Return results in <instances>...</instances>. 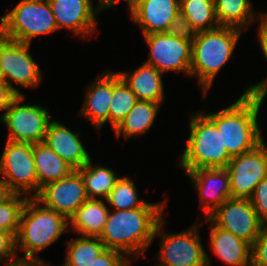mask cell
Segmentation results:
<instances>
[{"mask_svg":"<svg viewBox=\"0 0 267 266\" xmlns=\"http://www.w3.org/2000/svg\"><path fill=\"white\" fill-rule=\"evenodd\" d=\"M149 47L147 64L157 68L162 74L174 71L191 76L192 42L171 36L167 32L143 35Z\"/></svg>","mask_w":267,"mask_h":266,"instance_id":"13","label":"cell"},{"mask_svg":"<svg viewBox=\"0 0 267 266\" xmlns=\"http://www.w3.org/2000/svg\"><path fill=\"white\" fill-rule=\"evenodd\" d=\"M207 218L215 226L245 240L251 246L264 228L250 199L228 198Z\"/></svg>","mask_w":267,"mask_h":266,"instance_id":"11","label":"cell"},{"mask_svg":"<svg viewBox=\"0 0 267 266\" xmlns=\"http://www.w3.org/2000/svg\"><path fill=\"white\" fill-rule=\"evenodd\" d=\"M104 1H105L106 9H109V8H113L116 5V3H118V1H121V0H104ZM132 1L133 0H126L127 5Z\"/></svg>","mask_w":267,"mask_h":266,"instance_id":"40","label":"cell"},{"mask_svg":"<svg viewBox=\"0 0 267 266\" xmlns=\"http://www.w3.org/2000/svg\"><path fill=\"white\" fill-rule=\"evenodd\" d=\"M68 228L69 221L65 216L41 206L34 197H30L20 216L19 230L15 237L16 252L23 251L25 255L21 257L47 266L37 254L57 241L64 232H68Z\"/></svg>","mask_w":267,"mask_h":266,"instance_id":"3","label":"cell"},{"mask_svg":"<svg viewBox=\"0 0 267 266\" xmlns=\"http://www.w3.org/2000/svg\"><path fill=\"white\" fill-rule=\"evenodd\" d=\"M180 11L197 32L220 26L215 13L214 0H180Z\"/></svg>","mask_w":267,"mask_h":266,"instance_id":"29","label":"cell"},{"mask_svg":"<svg viewBox=\"0 0 267 266\" xmlns=\"http://www.w3.org/2000/svg\"><path fill=\"white\" fill-rule=\"evenodd\" d=\"M257 21L260 23L258 28L259 45L267 60V12L262 13ZM246 93L267 95V78L248 87L244 94Z\"/></svg>","mask_w":267,"mask_h":266,"instance_id":"32","label":"cell"},{"mask_svg":"<svg viewBox=\"0 0 267 266\" xmlns=\"http://www.w3.org/2000/svg\"><path fill=\"white\" fill-rule=\"evenodd\" d=\"M0 175L7 193L35 197L38 179L32 144L7 140L0 157Z\"/></svg>","mask_w":267,"mask_h":266,"instance_id":"7","label":"cell"},{"mask_svg":"<svg viewBox=\"0 0 267 266\" xmlns=\"http://www.w3.org/2000/svg\"><path fill=\"white\" fill-rule=\"evenodd\" d=\"M92 163L90 159L77 171L84 181L88 199H101L103 197L105 200L120 177L117 176L113 169L111 170L99 164L93 165Z\"/></svg>","mask_w":267,"mask_h":266,"instance_id":"26","label":"cell"},{"mask_svg":"<svg viewBox=\"0 0 267 266\" xmlns=\"http://www.w3.org/2000/svg\"><path fill=\"white\" fill-rule=\"evenodd\" d=\"M250 201L260 222L267 226V177L263 178L255 187Z\"/></svg>","mask_w":267,"mask_h":266,"instance_id":"34","label":"cell"},{"mask_svg":"<svg viewBox=\"0 0 267 266\" xmlns=\"http://www.w3.org/2000/svg\"><path fill=\"white\" fill-rule=\"evenodd\" d=\"M28 196L7 193L0 199V230L12 233L15 237L19 230L20 216Z\"/></svg>","mask_w":267,"mask_h":266,"instance_id":"31","label":"cell"},{"mask_svg":"<svg viewBox=\"0 0 267 266\" xmlns=\"http://www.w3.org/2000/svg\"><path fill=\"white\" fill-rule=\"evenodd\" d=\"M130 260L118 250L105 249L90 266H131Z\"/></svg>","mask_w":267,"mask_h":266,"instance_id":"35","label":"cell"},{"mask_svg":"<svg viewBox=\"0 0 267 266\" xmlns=\"http://www.w3.org/2000/svg\"><path fill=\"white\" fill-rule=\"evenodd\" d=\"M103 199H88L69 218L70 229L85 237H100L109 211Z\"/></svg>","mask_w":267,"mask_h":266,"instance_id":"22","label":"cell"},{"mask_svg":"<svg viewBox=\"0 0 267 266\" xmlns=\"http://www.w3.org/2000/svg\"><path fill=\"white\" fill-rule=\"evenodd\" d=\"M161 104L138 100L128 115L114 129L117 138L124 139L145 134L153 125Z\"/></svg>","mask_w":267,"mask_h":266,"instance_id":"24","label":"cell"},{"mask_svg":"<svg viewBox=\"0 0 267 266\" xmlns=\"http://www.w3.org/2000/svg\"><path fill=\"white\" fill-rule=\"evenodd\" d=\"M214 3L220 26L243 30L260 17V14L254 11L251 0H214Z\"/></svg>","mask_w":267,"mask_h":266,"instance_id":"25","label":"cell"},{"mask_svg":"<svg viewBox=\"0 0 267 266\" xmlns=\"http://www.w3.org/2000/svg\"><path fill=\"white\" fill-rule=\"evenodd\" d=\"M2 263H4L5 266H42L36 260L21 257L19 255L13 259L3 261Z\"/></svg>","mask_w":267,"mask_h":266,"instance_id":"39","label":"cell"},{"mask_svg":"<svg viewBox=\"0 0 267 266\" xmlns=\"http://www.w3.org/2000/svg\"><path fill=\"white\" fill-rule=\"evenodd\" d=\"M16 239L12 233L0 230V264L17 256Z\"/></svg>","mask_w":267,"mask_h":266,"instance_id":"37","label":"cell"},{"mask_svg":"<svg viewBox=\"0 0 267 266\" xmlns=\"http://www.w3.org/2000/svg\"><path fill=\"white\" fill-rule=\"evenodd\" d=\"M79 134L54 120L50 121L44 138V142L75 170L84 166L91 159Z\"/></svg>","mask_w":267,"mask_h":266,"instance_id":"18","label":"cell"},{"mask_svg":"<svg viewBox=\"0 0 267 266\" xmlns=\"http://www.w3.org/2000/svg\"><path fill=\"white\" fill-rule=\"evenodd\" d=\"M251 265L267 266V226H264L252 245Z\"/></svg>","mask_w":267,"mask_h":266,"instance_id":"36","label":"cell"},{"mask_svg":"<svg viewBox=\"0 0 267 266\" xmlns=\"http://www.w3.org/2000/svg\"><path fill=\"white\" fill-rule=\"evenodd\" d=\"M66 244L67 255L62 266H90L106 249L99 237L78 236Z\"/></svg>","mask_w":267,"mask_h":266,"instance_id":"27","label":"cell"},{"mask_svg":"<svg viewBox=\"0 0 267 266\" xmlns=\"http://www.w3.org/2000/svg\"><path fill=\"white\" fill-rule=\"evenodd\" d=\"M25 95H20L0 116L8 128L7 140L35 144L43 142L51 121L46 108L36 104L21 105Z\"/></svg>","mask_w":267,"mask_h":266,"instance_id":"9","label":"cell"},{"mask_svg":"<svg viewBox=\"0 0 267 266\" xmlns=\"http://www.w3.org/2000/svg\"><path fill=\"white\" fill-rule=\"evenodd\" d=\"M1 80H3V74H2L1 64H0V81Z\"/></svg>","mask_w":267,"mask_h":266,"instance_id":"43","label":"cell"},{"mask_svg":"<svg viewBox=\"0 0 267 266\" xmlns=\"http://www.w3.org/2000/svg\"><path fill=\"white\" fill-rule=\"evenodd\" d=\"M128 9L134 24L140 26L142 35L162 33L180 11V0H133Z\"/></svg>","mask_w":267,"mask_h":266,"instance_id":"17","label":"cell"},{"mask_svg":"<svg viewBox=\"0 0 267 266\" xmlns=\"http://www.w3.org/2000/svg\"><path fill=\"white\" fill-rule=\"evenodd\" d=\"M166 203L147 202L140 208L109 211L99 239L106 249L118 250L128 259L145 255L158 223L164 218Z\"/></svg>","mask_w":267,"mask_h":266,"instance_id":"1","label":"cell"},{"mask_svg":"<svg viewBox=\"0 0 267 266\" xmlns=\"http://www.w3.org/2000/svg\"><path fill=\"white\" fill-rule=\"evenodd\" d=\"M165 222L163 218L154 233V238L161 237L160 251L157 255L161 264L157 266H211V259L201 243L197 227L203 226V222L195 223L180 233H162L161 228Z\"/></svg>","mask_w":267,"mask_h":266,"instance_id":"8","label":"cell"},{"mask_svg":"<svg viewBox=\"0 0 267 266\" xmlns=\"http://www.w3.org/2000/svg\"><path fill=\"white\" fill-rule=\"evenodd\" d=\"M118 73L135 94L137 100L162 104L165 96L163 74L157 68L144 62L132 73L130 71Z\"/></svg>","mask_w":267,"mask_h":266,"instance_id":"21","label":"cell"},{"mask_svg":"<svg viewBox=\"0 0 267 266\" xmlns=\"http://www.w3.org/2000/svg\"><path fill=\"white\" fill-rule=\"evenodd\" d=\"M2 36V19H0V38Z\"/></svg>","mask_w":267,"mask_h":266,"instance_id":"42","label":"cell"},{"mask_svg":"<svg viewBox=\"0 0 267 266\" xmlns=\"http://www.w3.org/2000/svg\"><path fill=\"white\" fill-rule=\"evenodd\" d=\"M186 175L198 192L205 217L231 198L230 178L226 168H198L186 172Z\"/></svg>","mask_w":267,"mask_h":266,"instance_id":"16","label":"cell"},{"mask_svg":"<svg viewBox=\"0 0 267 266\" xmlns=\"http://www.w3.org/2000/svg\"><path fill=\"white\" fill-rule=\"evenodd\" d=\"M19 96L5 81H0V111H6Z\"/></svg>","mask_w":267,"mask_h":266,"instance_id":"38","label":"cell"},{"mask_svg":"<svg viewBox=\"0 0 267 266\" xmlns=\"http://www.w3.org/2000/svg\"><path fill=\"white\" fill-rule=\"evenodd\" d=\"M31 44L17 42L1 36L0 64L5 81L19 95H23L13 83L23 88H35L40 84L42 71L29 52Z\"/></svg>","mask_w":267,"mask_h":266,"instance_id":"10","label":"cell"},{"mask_svg":"<svg viewBox=\"0 0 267 266\" xmlns=\"http://www.w3.org/2000/svg\"><path fill=\"white\" fill-rule=\"evenodd\" d=\"M265 97L243 93L225 109L206 114L221 130L222 146L231 157L253 150L264 140L257 118Z\"/></svg>","mask_w":267,"mask_h":266,"instance_id":"2","label":"cell"},{"mask_svg":"<svg viewBox=\"0 0 267 266\" xmlns=\"http://www.w3.org/2000/svg\"><path fill=\"white\" fill-rule=\"evenodd\" d=\"M34 198L68 220L88 200L84 181L77 170L65 178L44 185Z\"/></svg>","mask_w":267,"mask_h":266,"instance_id":"14","label":"cell"},{"mask_svg":"<svg viewBox=\"0 0 267 266\" xmlns=\"http://www.w3.org/2000/svg\"><path fill=\"white\" fill-rule=\"evenodd\" d=\"M106 201L113 207L112 210H128L143 207L147 202L139 199L135 184L127 176L120 177Z\"/></svg>","mask_w":267,"mask_h":266,"instance_id":"30","label":"cell"},{"mask_svg":"<svg viewBox=\"0 0 267 266\" xmlns=\"http://www.w3.org/2000/svg\"><path fill=\"white\" fill-rule=\"evenodd\" d=\"M2 19V36L32 45V39L58 30L47 0H21Z\"/></svg>","mask_w":267,"mask_h":266,"instance_id":"6","label":"cell"},{"mask_svg":"<svg viewBox=\"0 0 267 266\" xmlns=\"http://www.w3.org/2000/svg\"><path fill=\"white\" fill-rule=\"evenodd\" d=\"M137 97L118 72H112V98L109 109V122L113 130L128 115L137 102Z\"/></svg>","mask_w":267,"mask_h":266,"instance_id":"28","label":"cell"},{"mask_svg":"<svg viewBox=\"0 0 267 266\" xmlns=\"http://www.w3.org/2000/svg\"><path fill=\"white\" fill-rule=\"evenodd\" d=\"M242 31L233 27L218 26L198 32L192 42L191 76L197 75L204 98L221 68L233 55Z\"/></svg>","mask_w":267,"mask_h":266,"instance_id":"4","label":"cell"},{"mask_svg":"<svg viewBox=\"0 0 267 266\" xmlns=\"http://www.w3.org/2000/svg\"><path fill=\"white\" fill-rule=\"evenodd\" d=\"M86 90L81 115L85 116L98 130L109 122V109L112 98V72L102 74L92 81Z\"/></svg>","mask_w":267,"mask_h":266,"instance_id":"19","label":"cell"},{"mask_svg":"<svg viewBox=\"0 0 267 266\" xmlns=\"http://www.w3.org/2000/svg\"><path fill=\"white\" fill-rule=\"evenodd\" d=\"M210 225V246L215 255L230 266H250L252 246L245 240L236 237L215 226L207 217Z\"/></svg>","mask_w":267,"mask_h":266,"instance_id":"20","label":"cell"},{"mask_svg":"<svg viewBox=\"0 0 267 266\" xmlns=\"http://www.w3.org/2000/svg\"><path fill=\"white\" fill-rule=\"evenodd\" d=\"M32 152L38 179V193L44 185L65 178L75 170L44 141L32 144Z\"/></svg>","mask_w":267,"mask_h":266,"instance_id":"23","label":"cell"},{"mask_svg":"<svg viewBox=\"0 0 267 266\" xmlns=\"http://www.w3.org/2000/svg\"><path fill=\"white\" fill-rule=\"evenodd\" d=\"M190 118V135L179 159L181 169L190 172L198 168H226L232 157L222 146L221 130L200 110Z\"/></svg>","mask_w":267,"mask_h":266,"instance_id":"5","label":"cell"},{"mask_svg":"<svg viewBox=\"0 0 267 266\" xmlns=\"http://www.w3.org/2000/svg\"><path fill=\"white\" fill-rule=\"evenodd\" d=\"M226 169L231 198L250 199L258 183L267 177V144L263 140L253 150L232 157Z\"/></svg>","mask_w":267,"mask_h":266,"instance_id":"12","label":"cell"},{"mask_svg":"<svg viewBox=\"0 0 267 266\" xmlns=\"http://www.w3.org/2000/svg\"><path fill=\"white\" fill-rule=\"evenodd\" d=\"M52 9L58 29L66 28L79 38H87L98 31L97 14L106 8L99 0L94 7L92 0H47Z\"/></svg>","mask_w":267,"mask_h":266,"instance_id":"15","label":"cell"},{"mask_svg":"<svg viewBox=\"0 0 267 266\" xmlns=\"http://www.w3.org/2000/svg\"><path fill=\"white\" fill-rule=\"evenodd\" d=\"M166 32L171 36L190 42H193L198 35L197 30L191 25L181 11L174 17Z\"/></svg>","mask_w":267,"mask_h":266,"instance_id":"33","label":"cell"},{"mask_svg":"<svg viewBox=\"0 0 267 266\" xmlns=\"http://www.w3.org/2000/svg\"><path fill=\"white\" fill-rule=\"evenodd\" d=\"M7 194V191L4 187L3 182L0 180V199L3 198Z\"/></svg>","mask_w":267,"mask_h":266,"instance_id":"41","label":"cell"}]
</instances>
